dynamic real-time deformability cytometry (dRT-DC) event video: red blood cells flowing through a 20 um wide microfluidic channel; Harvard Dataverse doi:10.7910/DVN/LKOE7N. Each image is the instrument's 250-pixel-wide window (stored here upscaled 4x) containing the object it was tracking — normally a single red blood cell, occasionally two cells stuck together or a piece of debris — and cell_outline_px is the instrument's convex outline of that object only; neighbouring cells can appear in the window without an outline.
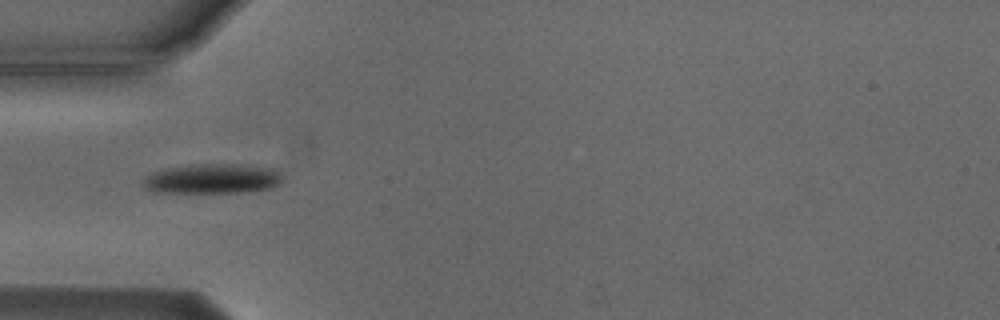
{"species": "Egyptian fruit bat (a non-hibernating species)", "species_latin": "Rousettus aegyptiacus", "temperature_condition": "cold", "stored_images_in_passage": 8, "camera_frame_rate_fps": 3000, "um_per_image_px": 0.085, "animal": {"sex": "male"}, "frame": {"image": 1, "passage_image": 3, "time_ms": 2.333, "image_size_px": [1000, 320], "cell_outline_px": [[284, 180], [280, 184], [272, 188], [240, 192], [152, 192], [144, 188], [144, 176], [160, 168], [192, 164], [244, 164], [272, 168], [280, 172]], "centroid_in_image_um": [18.05, 15.17], "position_along_channel_um": 67.0, "area_um2": 24.62}}
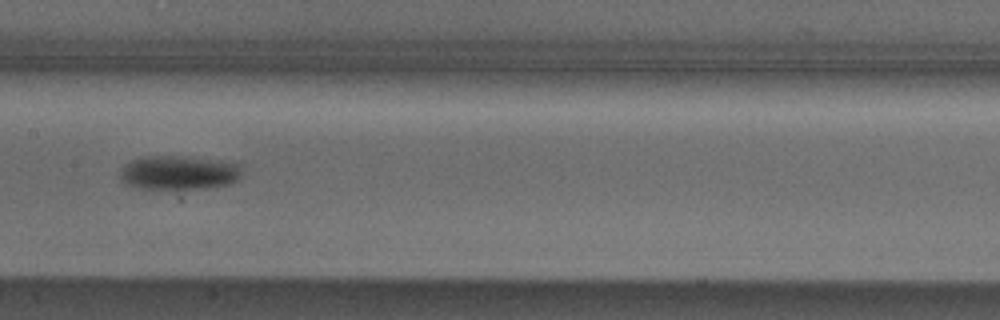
{"frame": {"image": 2, "passage_image": 6, "time_ms": 5.667, "image_size_px": [1000, 320], "cell_outline_px": [[240, 176], [236, 180], [228, 184], [204, 188], [172, 192], [140, 188], [124, 184], [120, 180], [120, 168], [124, 164], [132, 160], [148, 156], [180, 156], [240, 164]], "centroid_in_image_um": [15.1, 14.73], "position_along_channel_um": 192.3, "area_um2": 24.68}}
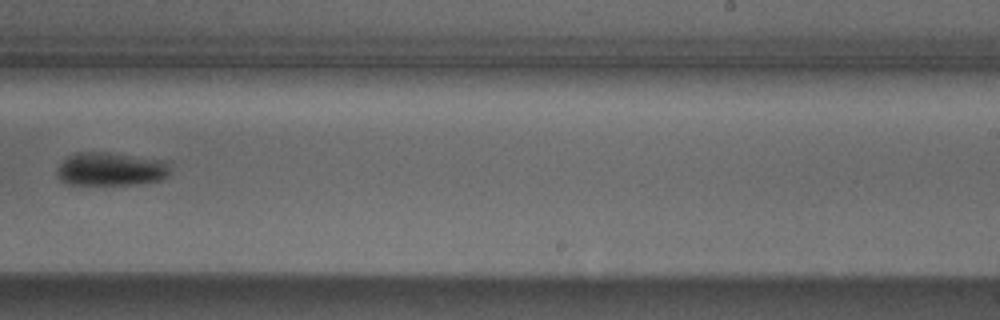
{"frame": {"image": 3, "passage_image": 8, "time_ms": 8.0, "image_size_px": [1000, 320], "cell_outline_px": [[172, 168], [168, 176], [160, 180], [136, 184], [68, 184], [60, 180], [56, 176], [56, 168], [68, 156], [76, 152], [108, 152], [164, 160]], "centroid_in_image_um": [9.41, 14.36], "position_along_channel_um": 279.6, "area_um2": 22.2}}